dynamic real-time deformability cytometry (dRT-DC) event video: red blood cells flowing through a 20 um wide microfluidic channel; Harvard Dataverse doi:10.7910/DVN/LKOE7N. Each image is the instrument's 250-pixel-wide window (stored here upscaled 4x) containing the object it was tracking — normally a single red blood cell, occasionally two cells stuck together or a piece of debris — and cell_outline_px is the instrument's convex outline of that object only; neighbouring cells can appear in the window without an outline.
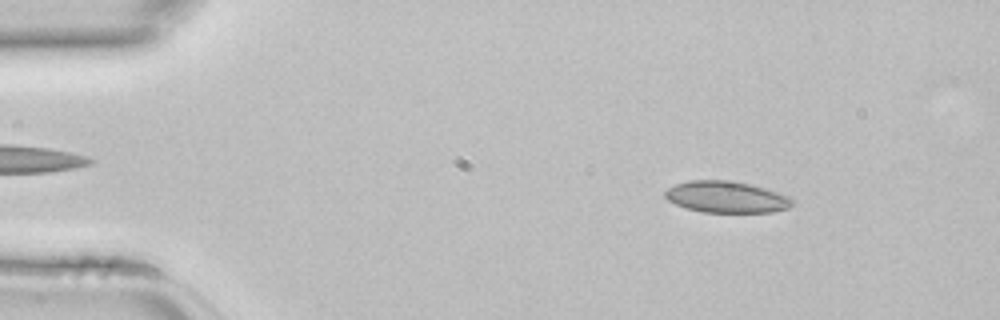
{"species": "common noctule bat (a hibernating species)", "species_latin": "Nyctalus noctula", "temperature_condition": "room temperature", "stored_images_in_passage": 23, "camera_frame_rate_fps": 3000, "um_per_image_px": 0.085, "animal": {"sex": "female", "body_mass_g": 22.7, "forearm_length_mm": 54.2}, "frame": {"image": 1, "passage_image": 5, "time_ms": 1.333, "image_size_px": [1000, 320], "cell_outline_px": [[796, 204], [788, 208], [772, 212], [700, 212], [684, 208], [668, 200], [664, 196], [664, 192], [668, 188], [676, 184], [692, 180], [724, 180], [748, 184], [764, 188], [788, 196], [796, 200]], "centroid_in_image_um": [61.75, 16.76], "position_along_channel_um": 23.3, "area_um2": 23.35}}
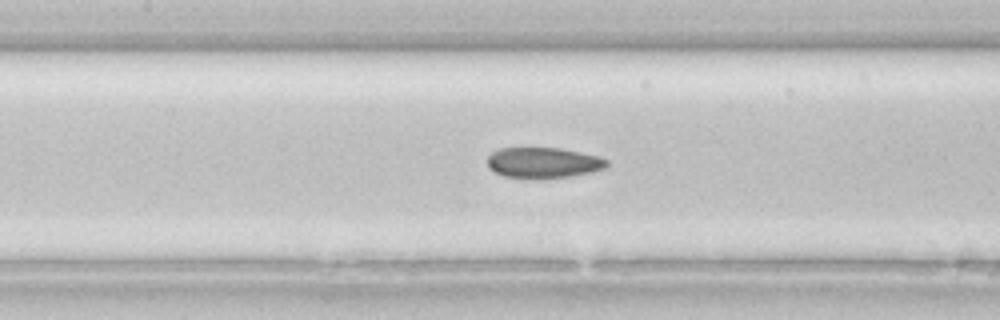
{"frame": {"image": 2, "passage_image": 19, "time_ms": 6.0, "image_size_px": [1000, 320], "cell_outline_px": [[608, 168], [592, 172], [568, 176], [504, 176], [488, 168], [488, 156], [492, 152], [500, 148], [560, 148], [600, 156], [608, 160]], "centroid_in_image_um": [46.23, 13.79], "position_along_channel_um": 161.2, "area_um2": 20.75}}
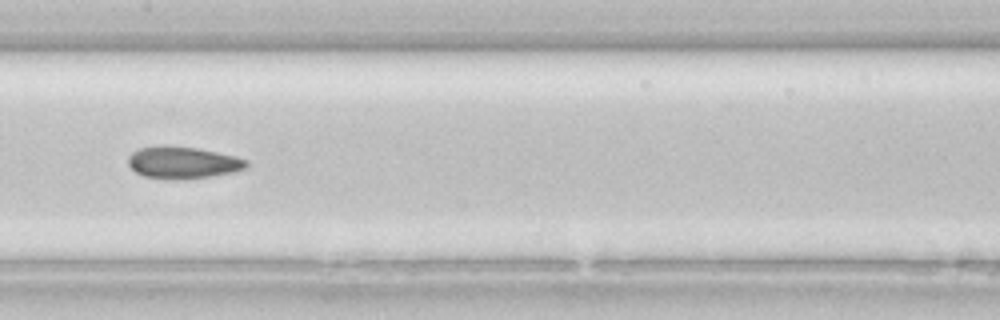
{"frame": {"image": 3, "passage_image": 21, "time_ms": 6.667, "image_size_px": [1000, 320], "cell_outline_px": [[248, 168], [232, 172], [208, 176], [144, 176], [136, 172], [128, 164], [128, 156], [132, 152], [140, 148], [196, 148], [236, 156], [248, 160]], "centroid_in_image_um": [15.61, 13.8], "position_along_channel_um": 191.8, "area_um2": 20.35}}